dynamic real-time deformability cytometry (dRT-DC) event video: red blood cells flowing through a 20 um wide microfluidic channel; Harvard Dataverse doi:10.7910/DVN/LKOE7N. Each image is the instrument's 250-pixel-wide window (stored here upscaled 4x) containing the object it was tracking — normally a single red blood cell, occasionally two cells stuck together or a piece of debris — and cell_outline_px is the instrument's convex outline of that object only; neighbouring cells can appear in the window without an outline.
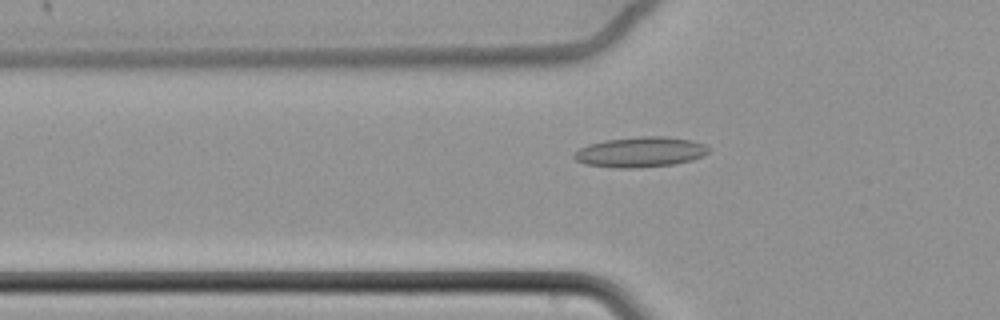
{"species": "common noctule bat (a hibernating species)", "species_latin": "Nyctalus noctula", "temperature_condition": "cold", "stored_images_in_passage": 46, "camera_frame_rate_fps": 3000, "um_per_image_px": 0.085, "animal": {"sex": "female", "body_mass_g": 22.7, "forearm_length_mm": 54.2}, "frame": {"image": 1, "passage_image": 23, "time_ms": 7.333, "image_size_px": [1000, 320], "cell_outline_px": [[712, 148], [704, 156], [692, 160], [676, 164], [640, 168], [612, 168], [584, 164], [576, 160], [572, 156], [580, 148], [588, 144], [604, 140], [640, 136], [664, 136], [692, 140], [704, 144]], "centroid_in_image_um": [54.45, 12.93], "position_along_channel_um": 71.3, "area_um2": 24.1}}
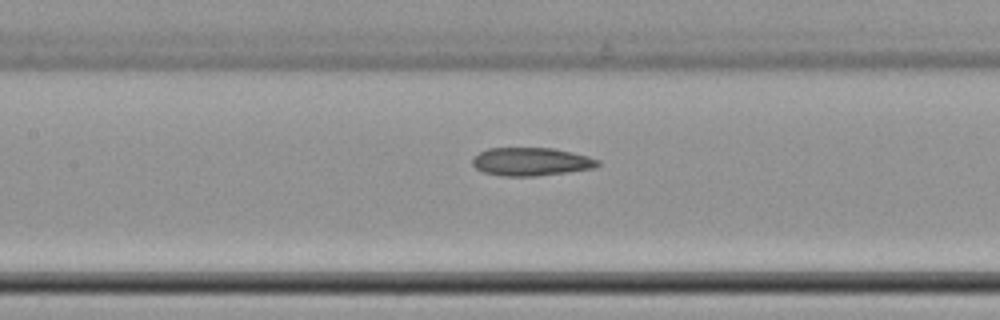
{"frame": {"image": 2, "passage_image": 31, "time_ms": 10.0, "image_size_px": [1000, 320], "cell_outline_px": [[600, 164], [596, 168], [568, 172], [536, 176], [500, 176], [480, 172], [472, 164], [472, 160], [480, 152], [488, 148], [552, 148], [572, 152], [588, 156], [600, 160]], "centroid_in_image_um": [45.15, 13.75], "position_along_channel_um": 162.2, "area_um2": 20.75}}
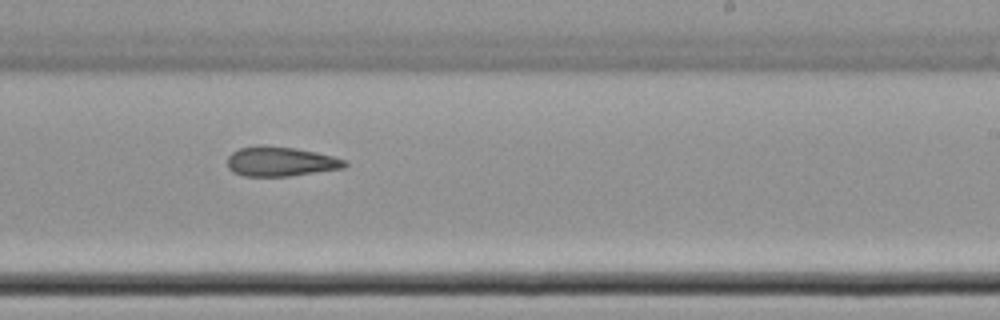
{"frame": {"image": 3, "passage_image": 40, "time_ms": 13.0, "image_size_px": [1000, 320], "cell_outline_px": [[348, 164], [344, 168], [288, 176], [244, 176], [232, 172], [228, 168], [228, 156], [232, 152], [240, 148], [296, 148], [316, 152], [348, 160]], "centroid_in_image_um": [23.9, 13.77], "position_along_channel_um": 265.1, "area_um2": 19.59}}